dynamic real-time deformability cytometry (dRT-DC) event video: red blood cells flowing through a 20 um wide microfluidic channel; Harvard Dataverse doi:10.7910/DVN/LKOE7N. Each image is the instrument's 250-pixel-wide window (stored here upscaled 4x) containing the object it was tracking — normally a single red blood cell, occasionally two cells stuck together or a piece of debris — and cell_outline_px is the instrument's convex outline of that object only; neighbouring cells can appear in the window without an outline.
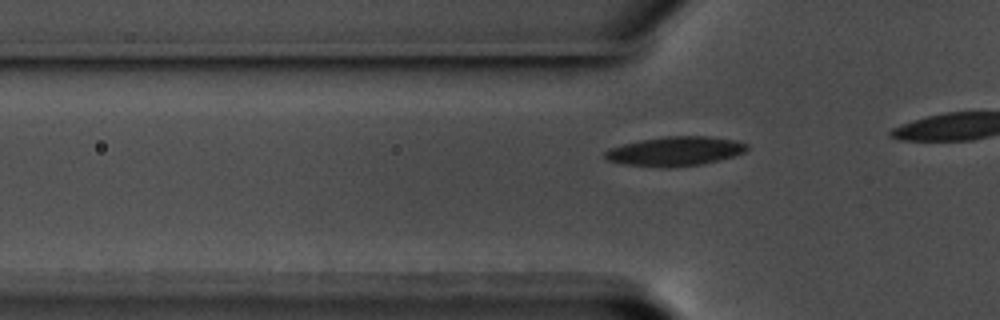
{"species": "common noctule bat (a hibernating species)", "species_latin": "Nyctalus noctula", "temperature_condition": "warm", "stored_images_in_passage": 11, "camera_frame_rate_fps": 3000, "um_per_image_px": 0.085, "animal": {"sex": "male", "body_mass_g": 17.5, "forearm_length_mm": 52.3}, "frame": {"image": 1, "passage_image": 5, "time_ms": 1.333, "image_size_px": [1000, 320], "cell_outline_px": [[748, 148], [744, 152], [732, 156], [700, 164], [668, 168], [664, 168], [624, 164], [608, 160], [604, 156], [604, 152], [608, 148], [640, 140], [664, 136], [708, 136], [736, 140], [748, 144]], "centroid_in_image_um": [57.36, 12.85], "position_along_channel_um": 68.4, "area_um2": 24.16}}
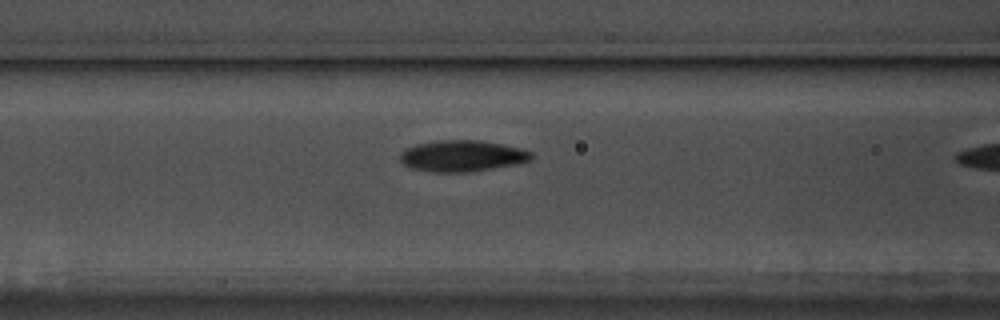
{"frame": {"image": 2, "passage_image": 10, "time_ms": 3.0, "image_size_px": [1000, 320], "cell_outline_px": [[532, 160], [516, 164], [464, 172], [432, 172], [412, 168], [404, 164], [400, 160], [400, 152], [404, 148], [416, 144], [436, 140], [480, 140], [520, 148], [532, 152]], "centroid_in_image_um": [39.24, 13.24], "position_along_channel_um": 127.4, "area_um2": 23.81}}